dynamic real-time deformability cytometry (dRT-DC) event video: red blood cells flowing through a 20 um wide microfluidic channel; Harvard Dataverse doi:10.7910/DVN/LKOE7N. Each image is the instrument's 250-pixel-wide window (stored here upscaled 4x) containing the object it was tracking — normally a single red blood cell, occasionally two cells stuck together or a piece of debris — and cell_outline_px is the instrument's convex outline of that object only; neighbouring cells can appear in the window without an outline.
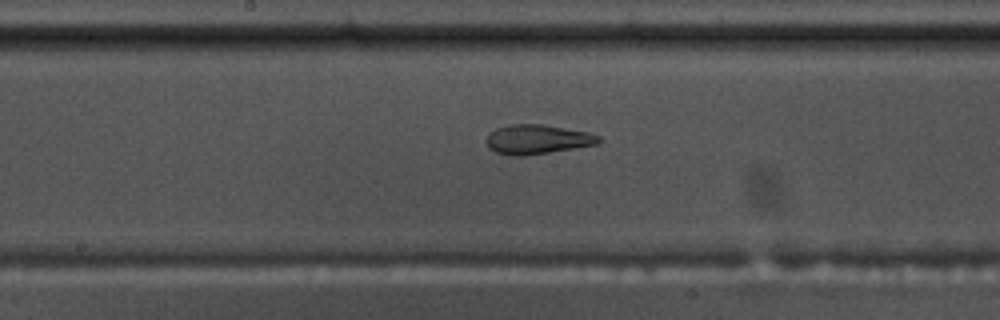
{"species": "common noctule bat (a hibernating species)", "species_latin": "Nyctalus noctula", "temperature_condition": "warm", "stored_images_in_passage": 57, "camera_frame_rate_fps": 3000, "um_per_image_px": 0.085, "animal": {"sex": "male", "body_mass_g": 17.5, "forearm_length_mm": 52.3}, "frame": {"image": 1, "passage_image": 30, "time_ms": 9.667, "image_size_px": [1000, 320], "cell_outline_px": [[600, 140], [596, 144], [524, 156], [508, 156], [496, 152], [488, 148], [488, 132], [496, 128], [508, 124], [544, 124], [588, 132], [600, 136]], "centroid_in_image_um": [45.63, 11.84], "position_along_channel_um": 202.6, "area_um2": 19.19}}
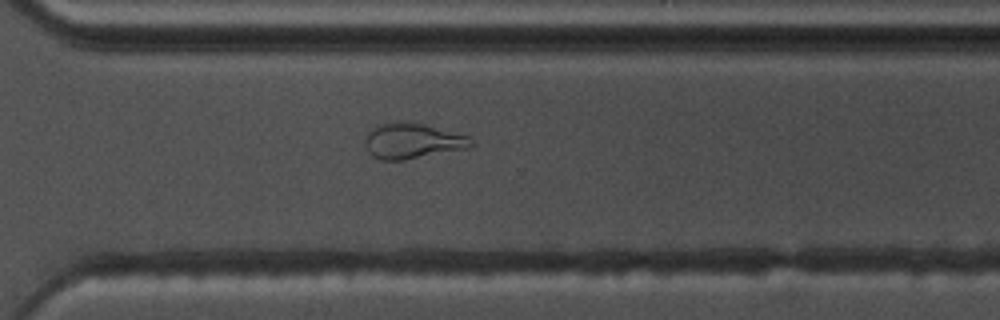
{"frame": {"image": 2, "passage_image": 41, "time_ms": 13.333, "image_size_px": [1000, 320], "cell_outline_px": [[472, 148], [404, 160], [380, 160], [372, 156], [368, 152], [364, 144], [364, 140], [368, 132], [384, 124], [424, 124], [468, 136], [472, 140]], "centroid_in_image_um": [35.09, 12.04], "position_along_channel_um": 335.5, "area_um2": 21.39}}
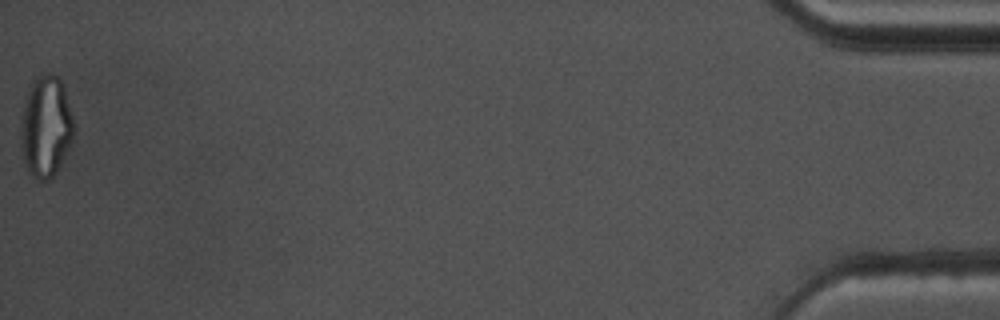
{"frame": {"image": 3, "passage_image": 57, "time_ms": 18.667, "image_size_px": [1000, 320], "cell_outline_px": [[76, 128], [72, 144], [56, 172], [48, 180], [40, 180], [28, 172], [24, 160], [20, 144], [20, 116], [28, 92], [36, 76], [48, 72], [52, 72], [64, 84], [76, 124]], "centroid_in_image_um": [3.93, 10.74], "position_along_channel_um": 431.3, "area_um2": 32.08}, "authors_computed_cell_mechanics": {"area_um2": 22.831, "velocity_mm_per_s": 3.6333, "shape_relaxation_time_tau1_ms": null, "shape_relaxation_time_tau2_ms": 1.4596, "deformation_change_tau1": null, "deformation_change_tau2": 0.0811}}